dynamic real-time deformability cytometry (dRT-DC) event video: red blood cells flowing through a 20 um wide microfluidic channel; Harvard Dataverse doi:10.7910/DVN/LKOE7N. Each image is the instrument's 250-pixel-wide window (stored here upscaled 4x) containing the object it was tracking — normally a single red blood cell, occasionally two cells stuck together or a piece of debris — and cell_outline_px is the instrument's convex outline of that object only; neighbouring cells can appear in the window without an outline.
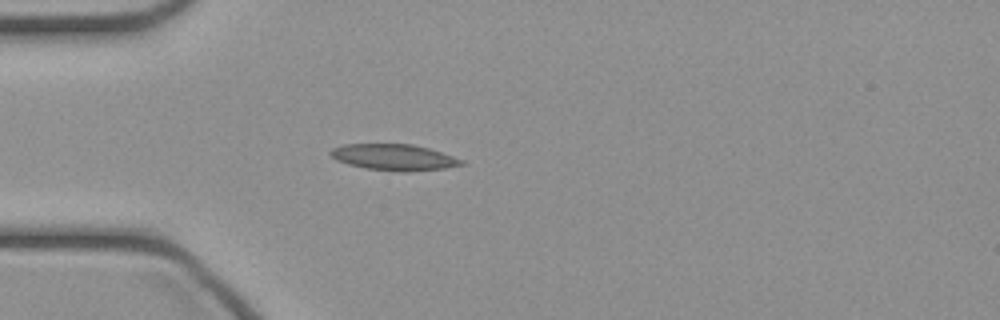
{"species": "common noctule bat (a hibernating species)", "species_latin": "Nyctalus noctula", "temperature_condition": "cold", "stored_images_in_passage": 45, "camera_frame_rate_fps": 3000, "um_per_image_px": 0.085, "animal": {"sex": "female", "body_mass_g": 21.9}, "frame": {"image": 1, "passage_image": 12, "time_ms": 3.667, "image_size_px": [1000, 320], "cell_outline_px": [[464, 164], [444, 168], [408, 172], [400, 172], [364, 168], [348, 164], [336, 160], [328, 152], [332, 148], [344, 144], [412, 144], [428, 148], [464, 160]], "centroid_in_image_um": [33.45, 13.37], "position_along_channel_um": 51.5, "area_um2": 19.94}}
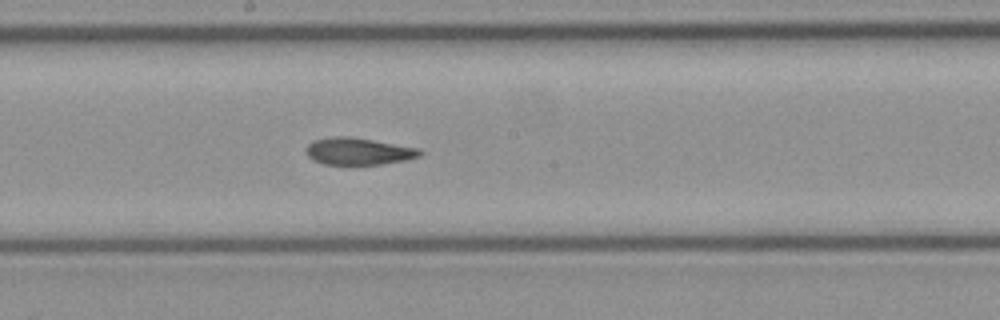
{"frame": {"image": 2, "passage_image": 24, "time_ms": 7.667, "image_size_px": [1000, 320], "cell_outline_px": [[424, 152], [420, 156], [404, 160], [380, 164], [324, 164], [312, 160], [308, 156], [304, 148], [312, 140], [336, 136], [348, 136], [420, 148]], "centroid_in_image_um": [30.44, 12.85], "position_along_channel_um": 217.8, "area_um2": 17.92}}
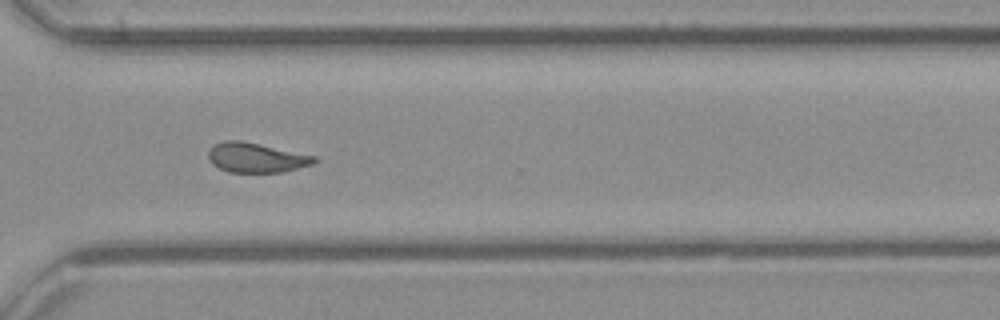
{"frame": {"image": 3, "passage_image": 33, "time_ms": 10.667, "image_size_px": [1000, 320], "cell_outline_px": [[320, 160], [312, 164], [280, 172], [228, 172], [212, 164], [208, 160], [208, 152], [216, 144], [224, 140], [240, 140], [316, 156]], "centroid_in_image_um": [21.77, 13.4], "position_along_channel_um": 348.8, "area_um2": 18.15}}